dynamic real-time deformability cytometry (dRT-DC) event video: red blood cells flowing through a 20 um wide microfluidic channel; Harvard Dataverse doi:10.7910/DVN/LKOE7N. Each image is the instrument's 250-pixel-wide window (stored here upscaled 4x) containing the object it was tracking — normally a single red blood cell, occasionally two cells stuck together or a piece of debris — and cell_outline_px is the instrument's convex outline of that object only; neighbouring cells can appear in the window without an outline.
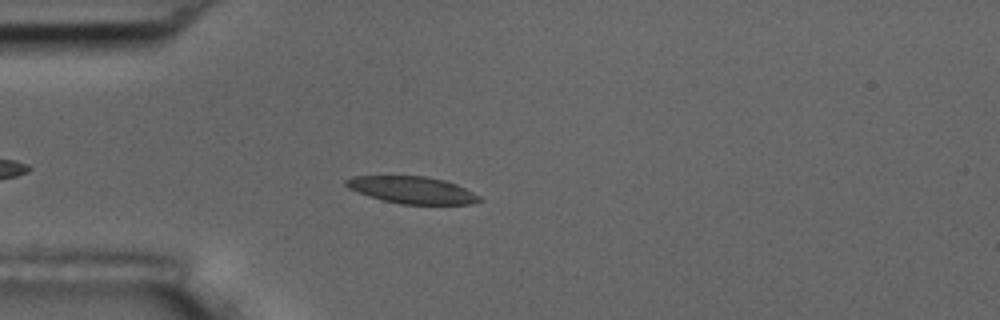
{"species": "common noctule bat (a hibernating species)", "species_latin": "Nyctalus noctula", "temperature_condition": "room temperature", "stored_images_in_passage": 3, "camera_frame_rate_fps": 3000, "um_per_image_px": 0.085, "animal": {"sex": "male", "body_mass_g": 17.5, "forearm_length_mm": 52.3}, "frame": {"image": 1, "passage_image": 2, "time_ms": 1.333, "image_size_px": [1000, 320], "cell_outline_px": [[480, 200], [472, 204], [400, 204], [384, 200], [348, 188], [344, 184], [344, 180], [352, 176], [424, 176], [444, 180], [456, 184], [480, 196]], "centroid_in_image_um": [35.02, 16.14], "position_along_channel_um": 50.0, "area_um2": 20.69}}